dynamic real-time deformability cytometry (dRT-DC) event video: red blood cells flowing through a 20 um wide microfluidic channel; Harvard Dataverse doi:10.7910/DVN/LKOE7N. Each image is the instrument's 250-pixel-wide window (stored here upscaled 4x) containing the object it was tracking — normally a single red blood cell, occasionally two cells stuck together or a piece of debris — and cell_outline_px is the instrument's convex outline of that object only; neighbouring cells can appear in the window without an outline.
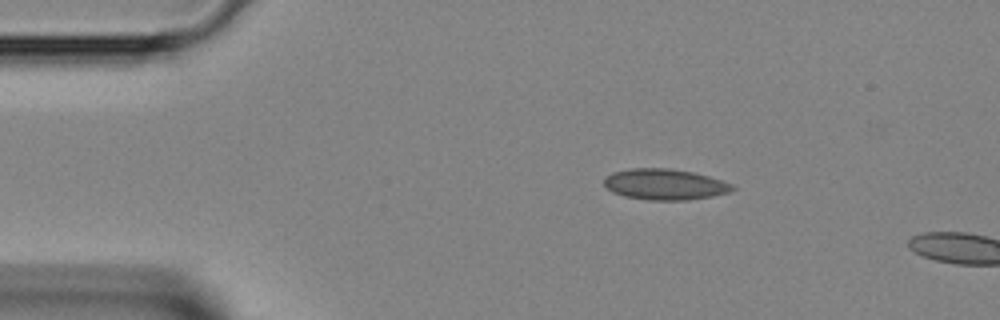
{"species": "Egyptian fruit bat (a non-hibernating species)", "species_latin": "Rousettus aegyptiacus", "temperature_condition": "room temperature", "stored_images_in_passage": 3, "camera_frame_rate_fps": 3000, "um_per_image_px": 0.085, "animal": {"sex": "female"}, "frame": {"image": 1, "passage_image": 1, "time_ms": 0.0, "image_size_px": [1000, 320], "cell_outline_px": [[736, 188], [728, 192], [712, 196], [688, 200], [648, 200], [624, 196], [612, 192], [604, 184], [604, 180], [612, 172], [632, 168], [668, 168], [692, 172], [708, 176], [732, 184]], "centroid_in_image_um": [56.5, 15.67], "position_along_channel_um": 28.5, "area_um2": 22.95}}